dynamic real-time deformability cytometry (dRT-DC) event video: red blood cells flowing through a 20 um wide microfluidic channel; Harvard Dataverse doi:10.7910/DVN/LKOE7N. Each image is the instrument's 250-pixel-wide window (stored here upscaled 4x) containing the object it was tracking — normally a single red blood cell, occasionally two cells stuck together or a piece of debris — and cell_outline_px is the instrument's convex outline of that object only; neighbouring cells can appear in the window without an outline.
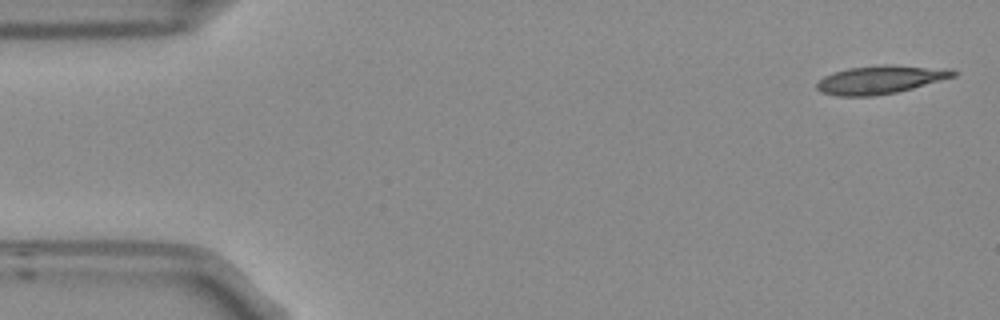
{"species": "Egyptian fruit bat (a non-hibernating species)", "species_latin": "Rousettus aegyptiacus", "temperature_condition": "room temperature", "stored_images_in_passage": 4, "camera_frame_rate_fps": 3000, "um_per_image_px": 0.085, "frame": {"image": 1, "passage_image": 1, "time_ms": 0.0, "image_size_px": [1000, 320], "cell_outline_px": [[960, 72], [956, 76], [912, 88], [896, 92], [872, 96], [836, 96], [824, 92], [816, 88], [816, 84], [824, 76], [832, 72], [848, 68], [880, 64], [888, 64], [948, 68]], "centroid_in_image_um": [74.86, 6.75], "position_along_channel_um": 10.1, "area_um2": 22.6}}